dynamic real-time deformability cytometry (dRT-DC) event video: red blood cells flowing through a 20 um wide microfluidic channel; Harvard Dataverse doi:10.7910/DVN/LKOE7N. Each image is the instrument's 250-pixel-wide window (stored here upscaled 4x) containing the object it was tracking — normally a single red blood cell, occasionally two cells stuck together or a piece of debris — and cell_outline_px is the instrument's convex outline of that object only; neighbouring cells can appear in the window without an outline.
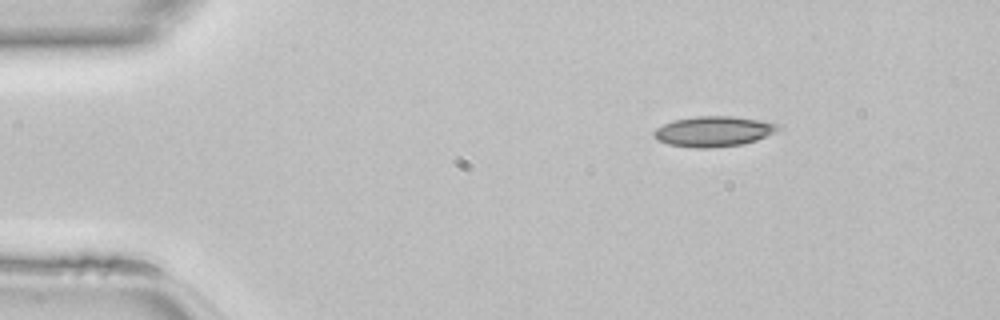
{"species": "common noctule bat (a hibernating species)", "species_latin": "Nyctalus noctula", "temperature_condition": "room temperature", "stored_images_in_passage": 41, "camera_frame_rate_fps": 3000, "um_per_image_px": 0.085, "animal": {"sex": "female", "body_mass_g": 22.7, "forearm_length_mm": 54.2}, "frame": {"image": 1, "passage_image": 1, "time_ms": 0.0, "image_size_px": [1000, 320], "cell_outline_px": [[784, 128], [756, 140], [740, 144], [708, 148], [696, 148], [668, 144], [656, 140], [652, 136], [652, 132], [656, 128], [672, 120], [696, 116], [732, 116], [780, 124]], "centroid_in_image_um": [60.62, 11.16], "position_along_channel_um": 24.4, "area_um2": 21.96}}
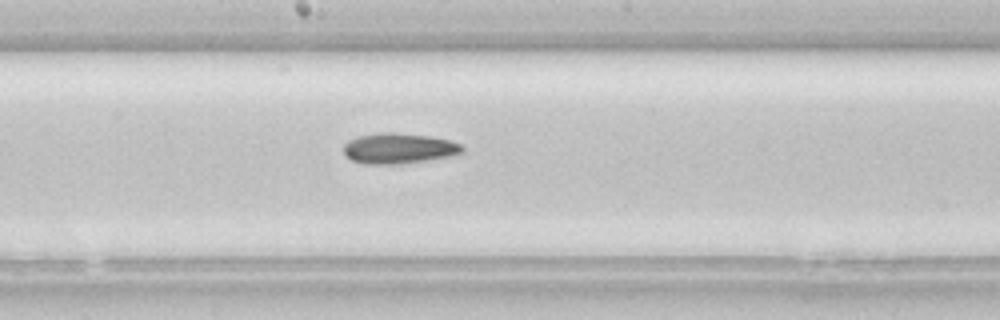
{"frame": {"image": 2, "passage_image": 19, "time_ms": 6.0, "image_size_px": [1000, 320], "cell_outline_px": [[464, 152], [448, 156], [424, 160], [396, 164], [364, 164], [352, 160], [344, 156], [344, 144], [348, 140], [360, 136], [380, 132], [396, 132], [432, 136], [448, 140], [460, 144], [464, 148]], "centroid_in_image_um": [33.86, 12.6], "position_along_channel_um": 214.3, "area_um2": 21.04}}
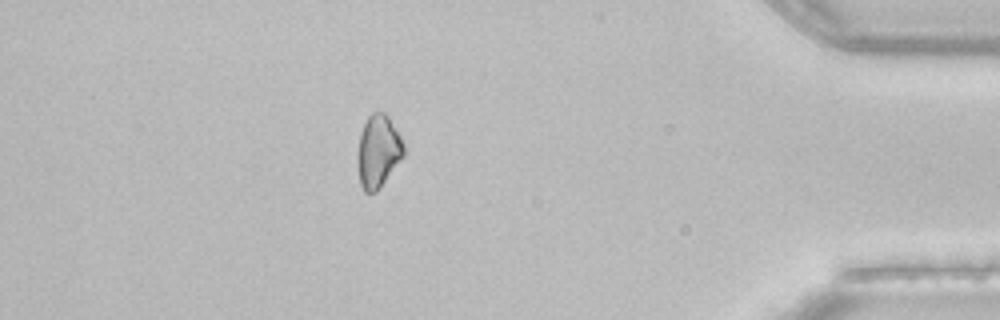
{"frame": {"image": 3, "passage_image": 35, "time_ms": 11.333, "image_size_px": [1000, 320], "cell_outline_px": [[404, 156], [380, 188], [376, 192], [364, 192], [360, 184], [356, 164], [356, 152], [360, 132], [368, 116], [372, 112], [384, 112], [388, 116], [400, 136], [404, 144]], "centroid_in_image_um": [32.11, 12.87], "position_along_channel_um": 403.1, "area_um2": 19.88}}